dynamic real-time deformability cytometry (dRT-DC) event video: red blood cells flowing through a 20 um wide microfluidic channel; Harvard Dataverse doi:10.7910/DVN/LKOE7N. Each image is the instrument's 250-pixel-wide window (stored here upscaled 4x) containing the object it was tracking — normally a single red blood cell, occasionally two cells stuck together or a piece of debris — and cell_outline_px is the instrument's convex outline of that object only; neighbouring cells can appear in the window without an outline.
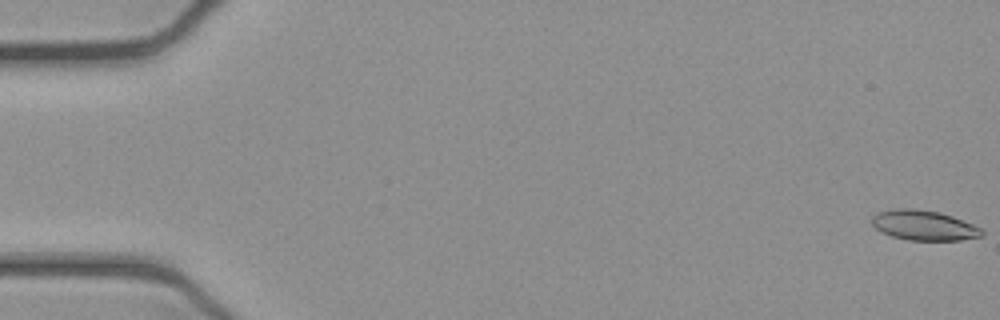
{"species": "common noctule bat (a hibernating species)", "species_latin": "Nyctalus noctula", "temperature_condition": "cold", "stored_images_in_passage": 53, "camera_frame_rate_fps": 3000, "um_per_image_px": 0.085, "animal": {"sex": "female", "body_mass_g": 21.9}, "frame": {"image": 1, "passage_image": 1, "time_ms": 0.0, "image_size_px": [1000, 320], "cell_outline_px": [[984, 232], [980, 236], [960, 240], [908, 240], [892, 236], [880, 232], [872, 224], [872, 216], [876, 212], [896, 208], [916, 208], [940, 212], [952, 216], [972, 224], [980, 228]], "centroid_in_image_um": [78.48, 19.14], "position_along_channel_um": 6.5, "area_um2": 19.25}}
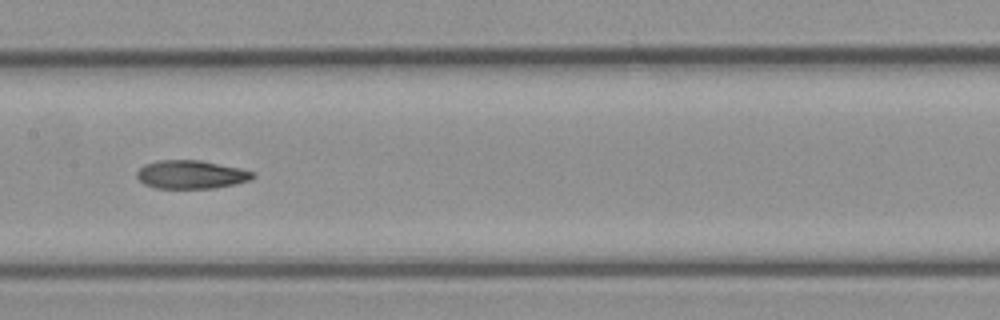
{"frame": {"image": 2, "passage_image": 27, "time_ms": 8.667, "image_size_px": [1000, 320], "cell_outline_px": [[256, 176], [252, 180], [236, 184], [212, 188], [156, 188], [144, 184], [136, 176], [136, 172], [144, 164], [160, 160], [200, 160], [240, 168], [256, 172]], "centroid_in_image_um": [16.28, 14.83], "position_along_channel_um": 191.1, "area_um2": 19.31}}
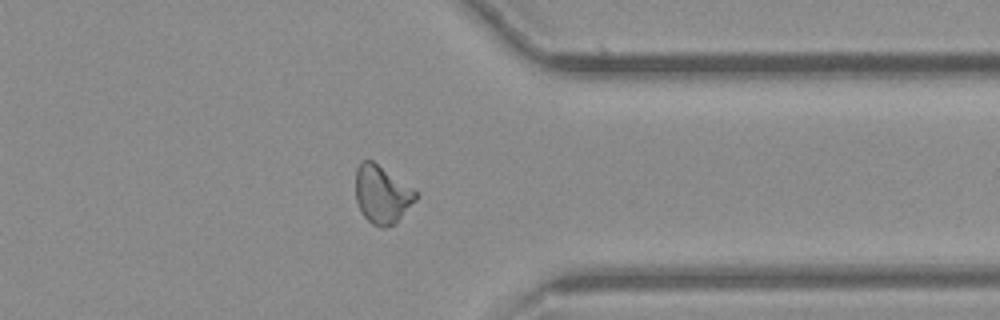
{"frame": {"image": 3, "passage_image": 42, "time_ms": 13.667, "image_size_px": [1000, 320], "cell_outline_px": [[420, 196], [396, 224], [384, 228], [380, 228], [372, 224], [364, 216], [356, 200], [356, 168], [360, 160], [372, 160], [416, 192]], "centroid_in_image_um": [32.47, 16.56], "position_along_channel_um": 378.9, "area_um2": 20.23}, "authors_computed_cell_mechanics": {"area_um2": 19.8254, "velocity_mm_per_s": 3.9032, "shape_relaxation_time_tau1_ms": null, "shape_relaxation_time_tau2_ms": 4.0801, "deformation_change_tau1": null, "deformation_change_tau2": 0.1072}}